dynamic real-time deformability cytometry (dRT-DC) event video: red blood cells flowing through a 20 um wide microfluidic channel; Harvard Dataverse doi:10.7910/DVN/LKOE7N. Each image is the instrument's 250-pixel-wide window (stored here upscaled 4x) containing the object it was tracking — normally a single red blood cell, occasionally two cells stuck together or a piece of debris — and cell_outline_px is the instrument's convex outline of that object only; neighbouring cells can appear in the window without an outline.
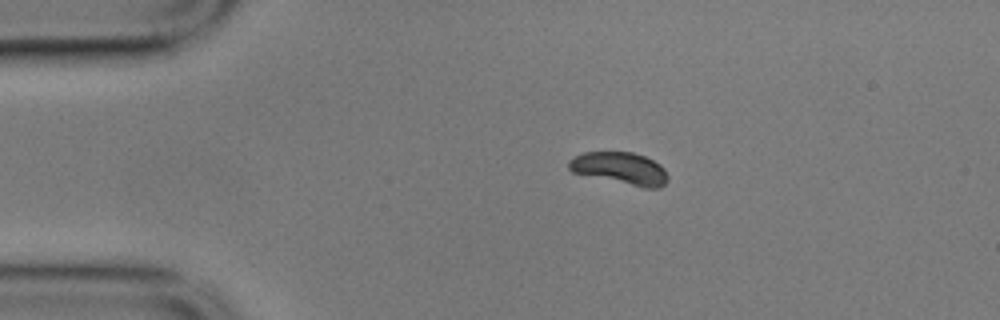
{"species": "common noctule bat (a hibernating species)", "species_latin": "Nyctalus noctula", "temperature_condition": "cold", "stored_images_in_passage": 47, "camera_frame_rate_fps": 3000, "um_per_image_px": 0.085, "animal": {"sex": "male", "body_mass_g": 17.9}, "frame": {"image": 1, "passage_image": 1, "time_ms": 0.0, "image_size_px": [1000, 320], "cell_outline_px": [[668, 180], [660, 188], [644, 188], [572, 172], [568, 168], [568, 160], [584, 152], [632, 152], [644, 156], [660, 164], [664, 168], [668, 176]], "centroid_in_image_um": [52.73, 14.32], "position_along_channel_um": 32.3, "area_um2": 18.55}}
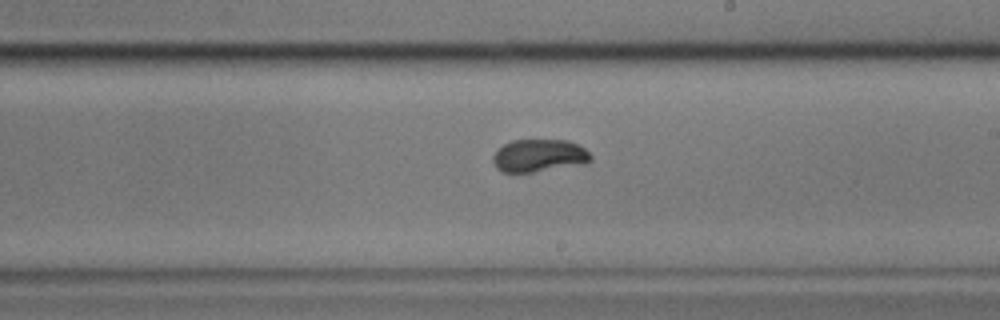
{"frame": {"image": 2, "passage_image": 23, "time_ms": 7.333, "image_size_px": [1000, 320], "cell_outline_px": [[592, 160], [588, 164], [532, 172], [500, 172], [496, 168], [492, 160], [492, 156], [504, 144], [512, 140], [568, 140], [584, 148], [592, 156]], "centroid_in_image_um": [45.84, 13.24], "position_along_channel_um": 243.2, "area_um2": 18.79}}
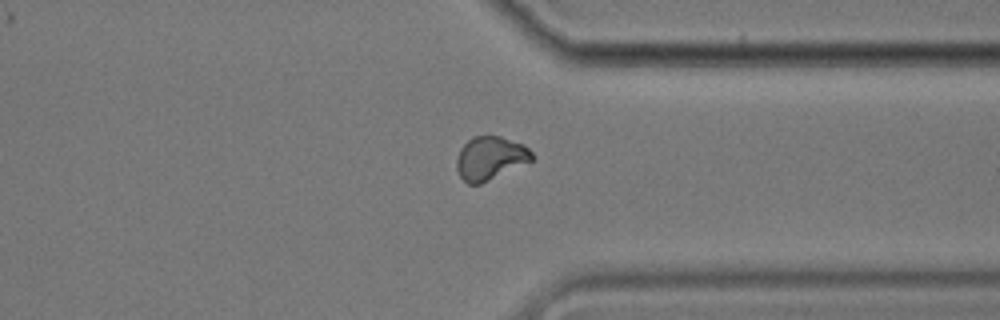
{"frame": {"image": 3, "passage_image": 34, "time_ms": 11.0, "image_size_px": [1000, 320], "cell_outline_px": [[536, 156], [532, 160], [480, 184], [468, 184], [460, 176], [456, 168], [456, 160], [460, 148], [472, 136], [500, 136], [524, 144]], "centroid_in_image_um": [41.66, 13.43], "position_along_channel_um": 369.7, "area_um2": 18.96}, "authors_computed_cell_mechanics": {"area_um2": 18.8428, "velocity_mm_per_s": 3.4915, "shape_relaxation_time_tau1_ms": 4.033, "shape_relaxation_time_tau2_ms": null, "deformation_change_tau1": 0.0834, "deformation_change_tau2": null}}